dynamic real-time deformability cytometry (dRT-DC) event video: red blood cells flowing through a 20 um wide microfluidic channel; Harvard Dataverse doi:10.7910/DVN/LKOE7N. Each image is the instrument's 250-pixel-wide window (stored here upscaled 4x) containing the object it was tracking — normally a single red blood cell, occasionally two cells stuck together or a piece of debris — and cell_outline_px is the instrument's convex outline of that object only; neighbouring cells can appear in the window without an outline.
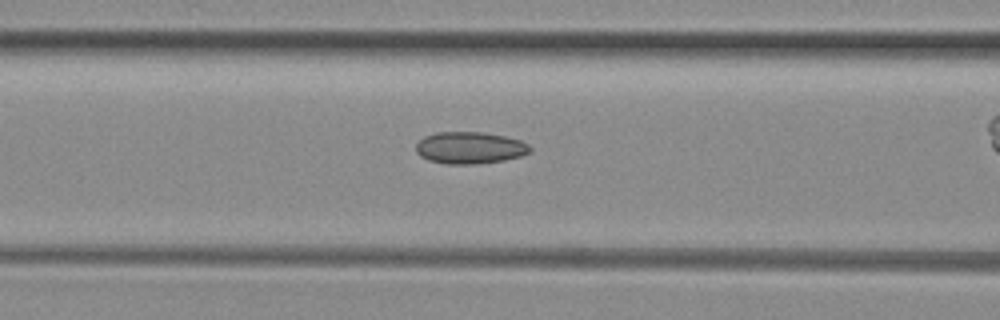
{"species": "common noctule bat (a hibernating species)", "species_latin": "Nyctalus noctula", "temperature_condition": "room temperature", "stored_images_in_passage": 30, "camera_frame_rate_fps": 3000, "um_per_image_px": 0.085, "animal": {"sex": "female", "body_mass_g": 29.2, "forearm_length_mm": 56.3}, "frame": {"image": 1, "passage_image": 10, "time_ms": 3.0, "image_size_px": [1000, 320], "cell_outline_px": [[532, 152], [520, 156], [504, 160], [476, 164], [444, 164], [428, 160], [420, 156], [416, 152], [416, 144], [424, 136], [436, 132], [484, 132], [504, 136], [520, 140], [528, 144], [532, 148]], "centroid_in_image_um": [39.93, 12.56], "position_along_channel_um": 126.7, "area_um2": 21.39}}
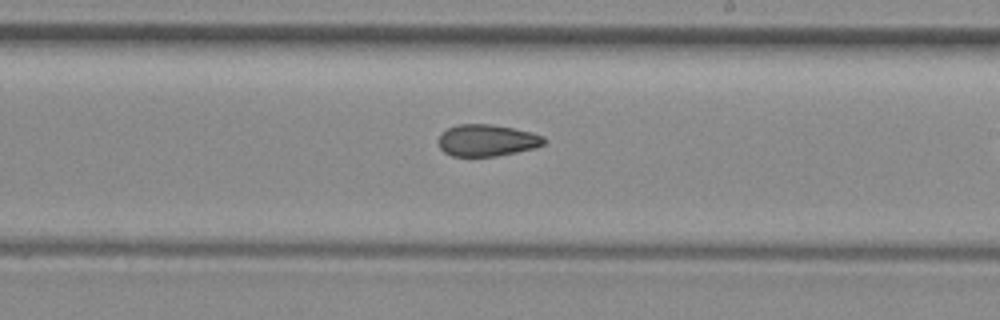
{"frame": {"image": 2, "passage_image": 19, "time_ms": 6.0, "image_size_px": [1000, 320], "cell_outline_px": [[548, 140], [544, 144], [532, 148], [516, 152], [496, 156], [452, 156], [444, 152], [440, 148], [440, 136], [448, 128], [456, 124], [492, 124], [532, 132], [544, 136]], "centroid_in_image_um": [41.42, 11.92], "position_along_channel_um": 247.6, "area_um2": 19.42}}
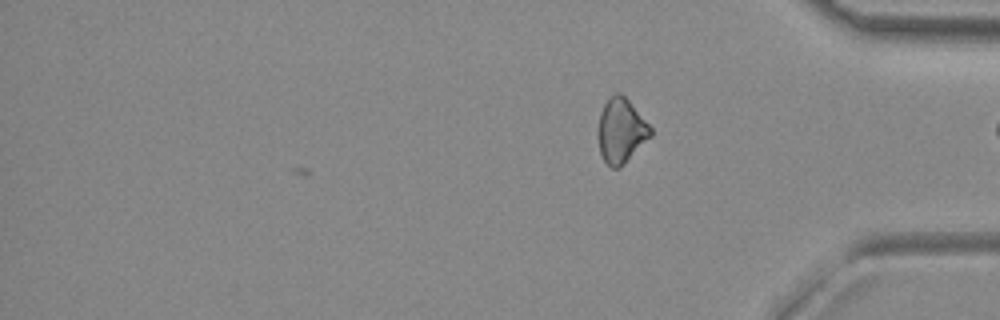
{"frame": {"image": 3, "passage_image": 30, "time_ms": 9.667, "image_size_px": [1000, 320], "cell_outline_px": [[652, 136], [620, 168], [612, 168], [604, 160], [600, 152], [596, 136], [596, 132], [600, 112], [604, 104], [616, 92], [620, 92], [628, 100], [652, 128]], "centroid_in_image_um": [52.77, 11.13], "position_along_channel_um": 382.4, "area_um2": 19.88}, "authors_computed_cell_mechanics": {"area_um2": 20.1433, "velocity_mm_per_s": 4.0338, "shape_relaxation_time_tau1_ms": null, "shape_relaxation_time_tau2_ms": 3.8759, "deformation_change_tau1": null, "deformation_change_tau2": 0.1106}}